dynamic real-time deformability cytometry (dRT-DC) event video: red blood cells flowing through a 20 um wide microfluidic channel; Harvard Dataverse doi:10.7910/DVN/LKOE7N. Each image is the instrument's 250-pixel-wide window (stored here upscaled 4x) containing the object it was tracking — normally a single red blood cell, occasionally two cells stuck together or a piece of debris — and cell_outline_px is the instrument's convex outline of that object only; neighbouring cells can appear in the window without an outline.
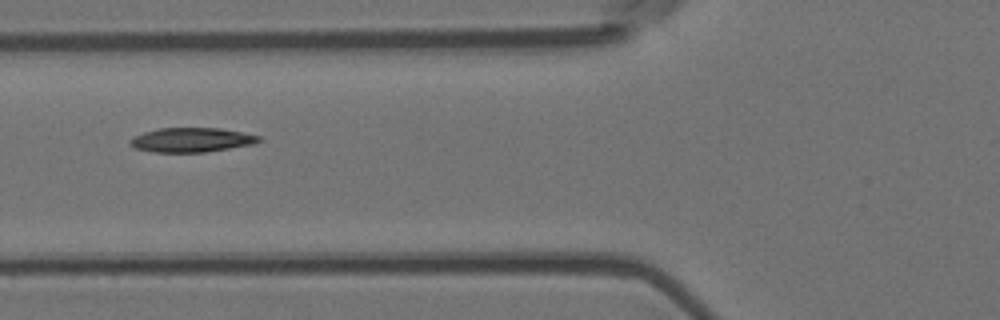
{"species": "Egyptian fruit bat (a non-hibernating species)", "species_latin": "Rousettus aegyptiacus", "temperature_condition": "room temperature", "stored_images_in_passage": 9, "camera_frame_rate_fps": 3000, "um_per_image_px": 0.085, "animal": {"sex": "female"}, "frame": {"image": 1, "passage_image": 6, "time_ms": 1.667, "image_size_px": [1000, 320], "cell_outline_px": [[264, 140], [252, 144], [204, 152], [152, 152], [136, 148], [128, 144], [128, 140], [144, 132], [160, 128], [220, 128], [260, 136]], "centroid_in_image_um": [16.26, 11.89], "position_along_channel_um": 109.5, "area_um2": 18.15}}
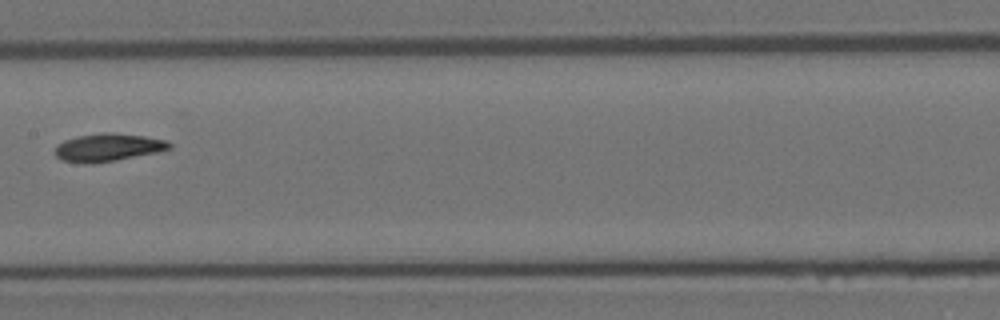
{"frame": {"image": 2, "passage_image": 8, "time_ms": 2.333, "image_size_px": [1000, 320], "cell_outline_px": [[172, 148], [160, 152], [116, 160], [92, 164], [84, 164], [60, 160], [52, 152], [56, 144], [64, 140], [76, 136], [104, 132], [112, 132], [144, 136], [168, 140], [172, 144]], "centroid_in_image_um": [9.15, 12.53], "position_along_channel_um": 198.2, "area_um2": 19.07}}
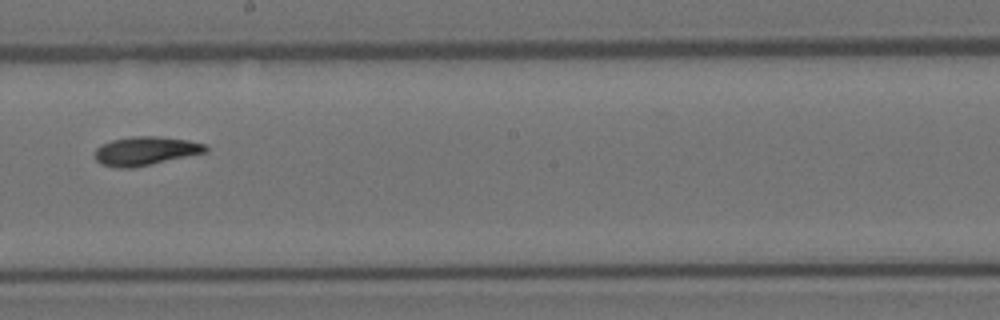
{"frame": {"image": 3, "passage_image": 9, "time_ms": 2.667, "image_size_px": [1000, 320], "cell_outline_px": [[208, 152], [132, 168], [116, 168], [100, 164], [96, 160], [96, 148], [112, 140], [132, 136], [156, 136], [188, 140], [204, 144], [208, 148]], "centroid_in_image_um": [12.38, 12.83], "position_along_channel_um": 235.8, "area_um2": 18.44}}